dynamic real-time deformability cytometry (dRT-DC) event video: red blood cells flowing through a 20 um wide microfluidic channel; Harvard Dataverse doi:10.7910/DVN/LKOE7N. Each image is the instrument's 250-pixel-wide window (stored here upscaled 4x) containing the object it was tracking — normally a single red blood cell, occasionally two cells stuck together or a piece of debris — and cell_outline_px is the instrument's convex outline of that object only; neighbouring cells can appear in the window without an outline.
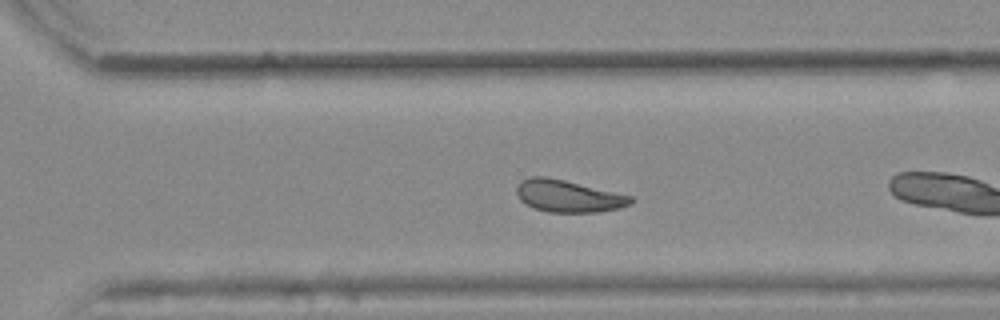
{"species": "common noctule bat (a hibernating species)", "species_latin": "Nyctalus noctula", "temperature_condition": "warm", "stored_images_in_passage": 29, "camera_frame_rate_fps": 3000, "um_per_image_px": 0.085, "animal": {"sex": "female", "body_mass_g": 25.1}, "frame": {"image": 1, "passage_image": 21, "time_ms": 6.667, "image_size_px": [1000, 320], "cell_outline_px": [[636, 200], [632, 204], [620, 208], [600, 212], [548, 212], [532, 208], [520, 200], [516, 192], [516, 188], [520, 180], [532, 176], [544, 176], [564, 180], [632, 196]], "centroid_in_image_um": [48.3, 16.67], "position_along_channel_um": 322.3, "area_um2": 21.5}, "authors_computed_cell_mechanics": {"area_um2": 21.4438, "velocity_mm_per_s": 3.834, "shape_relaxation_time_tau1_ms": 3.8602, "shape_relaxation_time_tau2_ms": 2.7707, "deformation_change_tau1": 0.0949, "deformation_change_tau2": 0.0724}}